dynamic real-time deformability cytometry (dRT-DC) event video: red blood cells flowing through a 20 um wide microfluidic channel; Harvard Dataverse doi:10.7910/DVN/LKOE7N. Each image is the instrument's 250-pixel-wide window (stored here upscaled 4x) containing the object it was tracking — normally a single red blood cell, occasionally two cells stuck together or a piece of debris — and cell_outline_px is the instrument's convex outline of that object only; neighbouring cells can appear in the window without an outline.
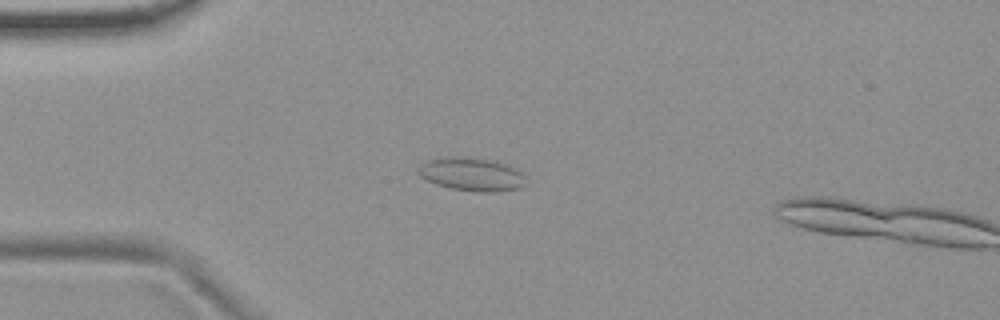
{"species": "common noctule bat (a hibernating species)", "species_latin": "Nyctalus noctula", "temperature_condition": "room temperature", "stored_images_in_passage": 5, "camera_frame_rate_fps": 3000, "um_per_image_px": 0.085, "animal": {"sex": "female", "body_mass_g": 19.9}, "frame": {"image": 1, "passage_image": 4, "time_ms": 3.667, "image_size_px": [1000, 320], "cell_outline_px": [[528, 184], [520, 188], [496, 192], [476, 192], [448, 188], [436, 184], [420, 176], [416, 172], [416, 168], [420, 164], [428, 160], [444, 156], [464, 156], [496, 160], [516, 168], [524, 172]], "centroid_in_image_um": [40.12, 14.8], "position_along_channel_um": 44.9, "area_um2": 21.68}}